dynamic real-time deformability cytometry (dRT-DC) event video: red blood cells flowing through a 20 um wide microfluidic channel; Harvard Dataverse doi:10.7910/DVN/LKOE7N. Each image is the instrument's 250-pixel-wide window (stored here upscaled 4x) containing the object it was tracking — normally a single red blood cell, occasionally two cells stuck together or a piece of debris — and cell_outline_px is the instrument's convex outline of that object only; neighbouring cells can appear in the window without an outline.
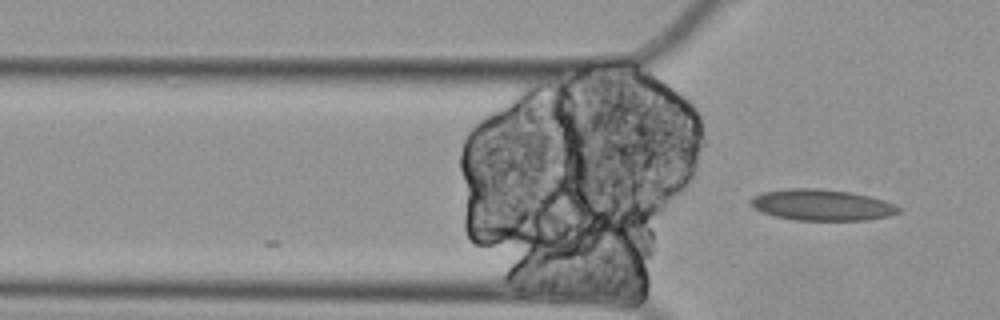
{"species": "Egyptian fruit bat (a non-hibernating species)", "species_latin": "Rousettus aegyptiacus", "temperature_condition": "cold", "stored_images_in_passage": 5, "camera_frame_rate_fps": 3000, "um_per_image_px": 0.085, "animal": {"sex": "female"}, "frame": {"image": 1, "passage_image": 5, "time_ms": 1.333, "image_size_px": [1000, 320], "cell_outline_px": [[904, 208], [900, 212], [888, 216], [864, 220], [796, 220], [776, 216], [760, 212], [748, 200], [752, 196], [764, 192], [788, 188], [816, 188], [852, 192], [884, 200]], "centroid_in_image_um": [69.87, 17.42], "position_along_channel_um": 55.9, "area_um2": 26.88}}